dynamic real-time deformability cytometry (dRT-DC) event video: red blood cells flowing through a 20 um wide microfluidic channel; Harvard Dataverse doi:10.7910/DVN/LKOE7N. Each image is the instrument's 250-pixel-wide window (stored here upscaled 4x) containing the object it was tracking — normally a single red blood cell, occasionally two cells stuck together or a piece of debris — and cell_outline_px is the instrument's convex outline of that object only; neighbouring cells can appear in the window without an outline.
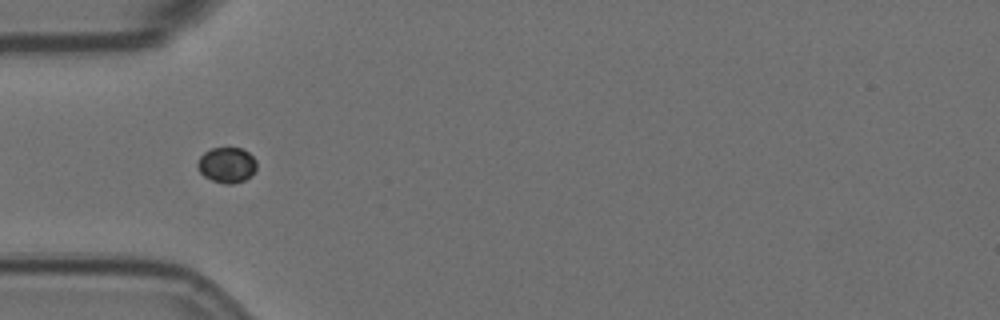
{"species": "Egyptian fruit bat (a non-hibernating species)", "species_latin": "Rousettus aegyptiacus", "temperature_condition": "room temperature", "stored_images_in_passage": 15, "camera_frame_rate_fps": 3000, "um_per_image_px": 0.085, "animal": {"sex": "female"}, "frame": {"image": 1, "passage_image": 5, "time_ms": 1.333, "image_size_px": [1000, 320], "cell_outline_px": [[256, 168], [244, 180], [232, 184], [224, 184], [212, 180], [204, 176], [200, 172], [196, 164], [200, 156], [204, 152], [212, 148], [240, 148], [248, 152], [256, 160]], "centroid_in_image_um": [19.25, 14.02], "position_along_channel_um": 65.8, "area_um2": 12.08}}